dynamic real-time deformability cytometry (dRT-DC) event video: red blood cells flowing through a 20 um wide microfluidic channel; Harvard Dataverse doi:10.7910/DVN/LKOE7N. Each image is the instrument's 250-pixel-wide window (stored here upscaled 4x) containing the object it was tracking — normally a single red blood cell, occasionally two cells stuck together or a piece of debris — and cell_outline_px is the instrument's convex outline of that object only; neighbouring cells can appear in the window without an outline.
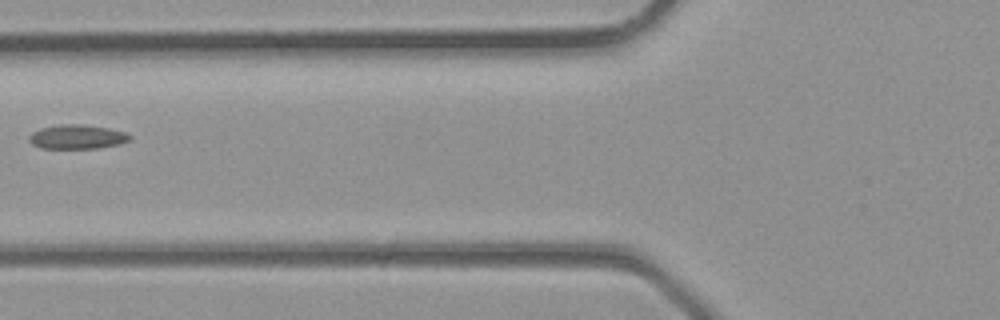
{"species": "common noctule bat (a hibernating species)", "species_latin": "Nyctalus noctula", "temperature_condition": "room temperature", "stored_images_in_passage": 5, "camera_frame_rate_fps": 3000, "um_per_image_px": 0.085, "animal": {"sex": "male", "body_mass_g": 23.1, "forearm_length_mm": 52.7}, "frame": {"image": 1, "passage_image": 5, "time_ms": 1.333, "image_size_px": [1000, 320], "cell_outline_px": [[132, 140], [120, 144], [96, 148], [40, 148], [32, 144], [28, 140], [28, 136], [32, 132], [40, 128], [60, 124], [76, 124], [108, 128], [124, 132], [132, 136]], "centroid_in_image_um": [6.54, 11.63], "position_along_channel_um": 119.3, "area_um2": 14.22}}